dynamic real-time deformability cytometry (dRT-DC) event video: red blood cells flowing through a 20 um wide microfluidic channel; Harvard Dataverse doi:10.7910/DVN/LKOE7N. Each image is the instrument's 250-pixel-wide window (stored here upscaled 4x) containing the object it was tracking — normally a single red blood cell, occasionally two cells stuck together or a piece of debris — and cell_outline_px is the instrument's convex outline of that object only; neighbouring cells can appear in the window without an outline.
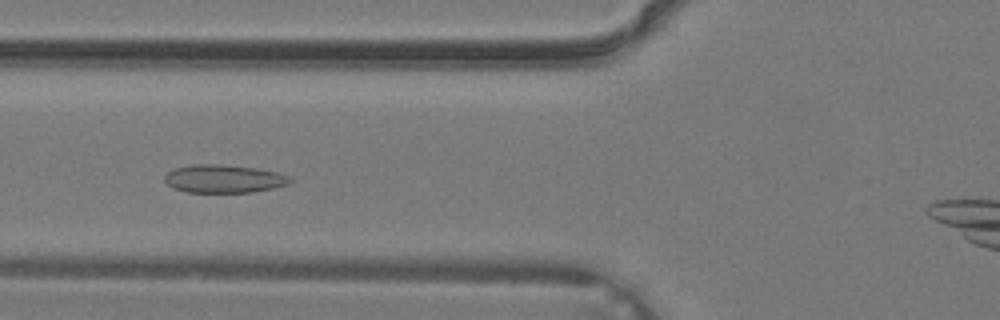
{"species": "common noctule bat (a hibernating species)", "species_latin": "Nyctalus noctula", "temperature_condition": "warm", "stored_images_in_passage": 30, "camera_frame_rate_fps": 3000, "um_per_image_px": 0.085, "animal": {"sex": "male", "body_mass_g": 19.2, "forearm_length_mm": 51.8}, "frame": {"image": 1, "passage_image": 10, "time_ms": 3.0, "image_size_px": [1000, 320], "cell_outline_px": [[292, 180], [288, 184], [272, 188], [252, 192], [184, 192], [172, 188], [164, 180], [164, 176], [172, 168], [192, 164], [220, 164], [256, 168], [276, 172], [288, 176]], "centroid_in_image_um": [18.96, 15.19], "position_along_channel_um": 106.8, "area_um2": 20.58}}
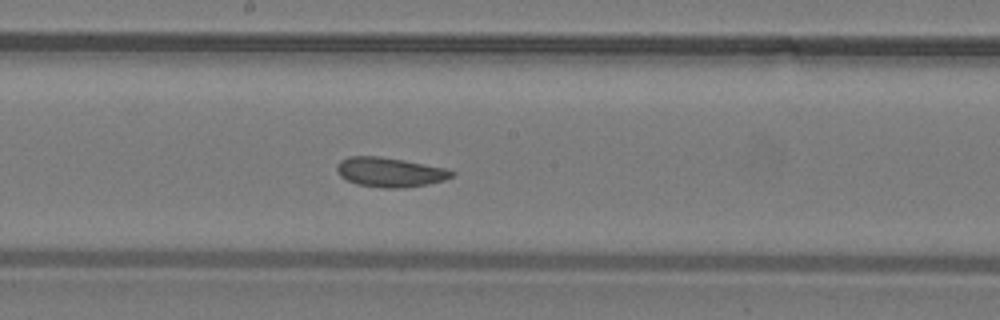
{"frame": {"image": 2, "passage_image": 16, "time_ms": 5.0, "image_size_px": [1000, 320], "cell_outline_px": [[456, 172], [452, 176], [444, 180], [428, 184], [404, 188], [380, 188], [356, 184], [340, 176], [336, 172], [336, 164], [340, 160], [348, 156], [380, 156], [404, 160], [444, 168]], "centroid_in_image_um": [33.09, 14.63], "position_along_channel_um": 215.1, "area_um2": 19.88}}
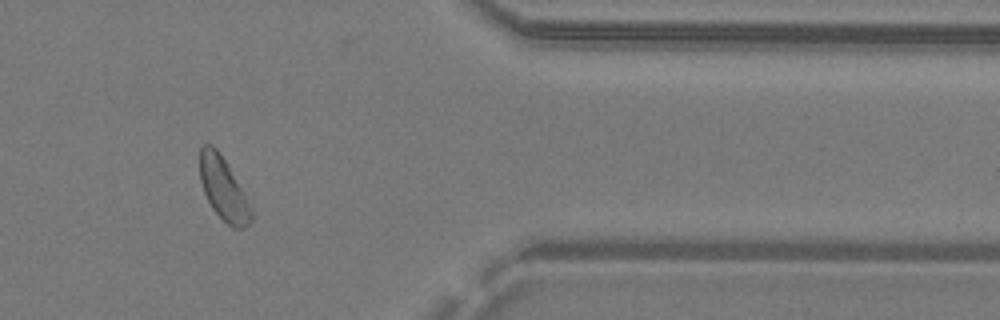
{"frame": {"image": 3, "passage_image": 27, "time_ms": 8.667, "image_size_px": [1000, 320], "cell_outline_px": [[252, 220], [244, 228], [232, 228], [212, 208], [204, 192], [200, 180], [200, 148], [204, 144], [212, 144], [216, 148], [224, 160], [240, 188], [252, 212]], "centroid_in_image_um": [18.95, 16.05], "position_along_channel_um": 392.4, "area_um2": 18.03}}